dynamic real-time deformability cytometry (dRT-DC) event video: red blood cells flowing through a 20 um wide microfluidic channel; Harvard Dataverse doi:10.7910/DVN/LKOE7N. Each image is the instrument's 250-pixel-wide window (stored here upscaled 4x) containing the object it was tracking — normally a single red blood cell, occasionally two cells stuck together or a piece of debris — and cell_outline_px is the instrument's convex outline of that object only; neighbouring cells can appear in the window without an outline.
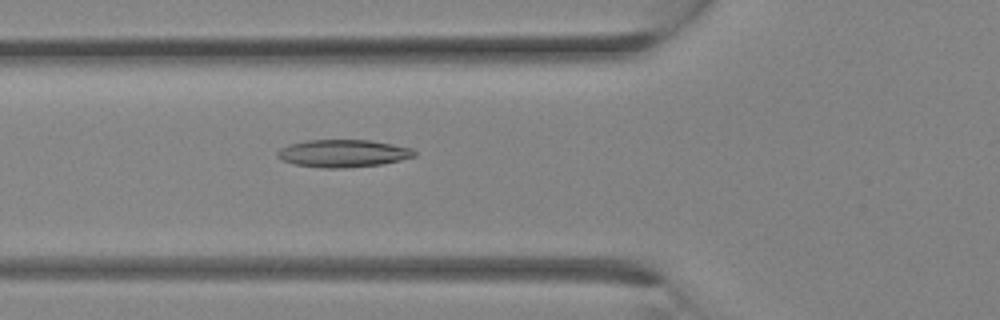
{"species": "Egyptian fruit bat (a non-hibernating species)", "species_latin": "Rousettus aegyptiacus", "temperature_condition": "room temperature", "stored_images_in_passage": 22, "camera_frame_rate_fps": 3000, "um_per_image_px": 0.085, "animal": {"sex": "female"}, "frame": {"image": 1, "passage_image": 11, "time_ms": 3.333, "image_size_px": [1000, 320], "cell_outline_px": [[416, 156], [400, 160], [380, 164], [340, 168], [324, 168], [292, 164], [280, 160], [276, 156], [276, 152], [280, 148], [288, 144], [308, 140], [372, 140], [412, 148], [416, 152]], "centroid_in_image_um": [29.12, 13.03], "position_along_channel_um": 96.7, "area_um2": 22.08}}
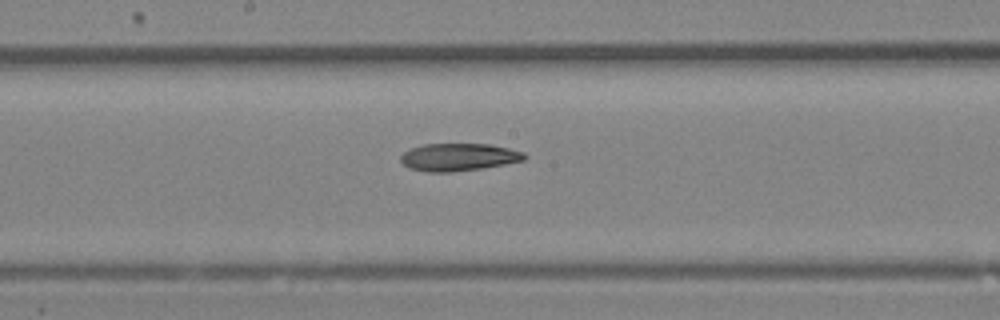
{"frame": {"image": 2, "passage_image": 16, "time_ms": 5.0, "image_size_px": [1000, 320], "cell_outline_px": [[528, 156], [524, 160], [504, 164], [480, 168], [452, 172], [428, 172], [408, 168], [400, 160], [400, 156], [404, 152], [412, 148], [424, 144], [488, 144], [508, 148], [524, 152]], "centroid_in_image_um": [38.97, 13.35], "position_along_channel_um": 209.2, "area_um2": 19.77}}
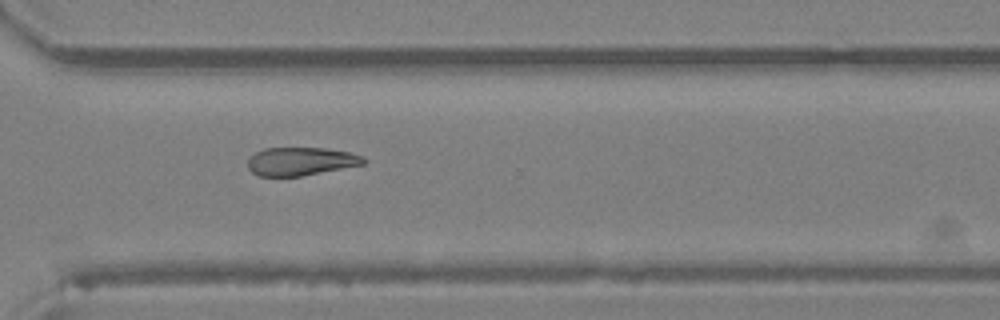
{"frame": {"image": 3, "passage_image": 22, "time_ms": 7.0, "image_size_px": [1000, 320], "cell_outline_px": [[368, 160], [364, 164], [300, 176], [260, 176], [252, 172], [248, 168], [248, 160], [256, 152], [264, 148], [324, 148], [352, 152], [364, 156]], "centroid_in_image_um": [25.6, 13.7], "position_along_channel_um": 345.0, "area_um2": 19.02}}